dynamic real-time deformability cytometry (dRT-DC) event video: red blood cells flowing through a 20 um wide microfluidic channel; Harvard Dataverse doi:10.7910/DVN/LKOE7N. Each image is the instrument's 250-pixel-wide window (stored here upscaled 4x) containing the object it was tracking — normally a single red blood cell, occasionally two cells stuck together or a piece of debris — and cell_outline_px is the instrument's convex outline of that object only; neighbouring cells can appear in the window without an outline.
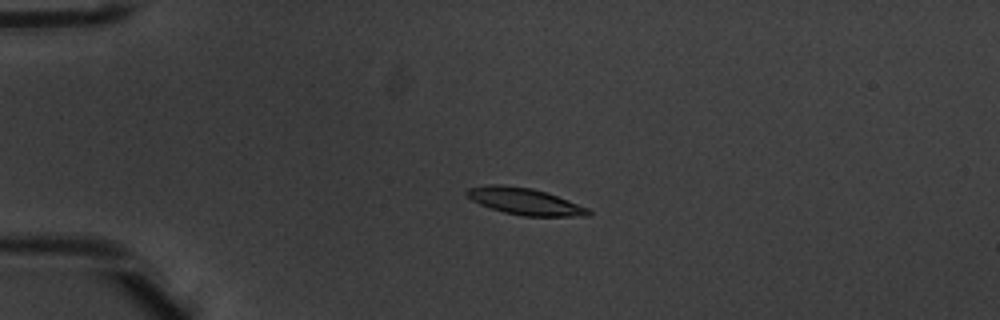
{"species": "common noctule bat (a hibernating species)", "species_latin": "Nyctalus noctula", "temperature_condition": "warm", "stored_images_in_passage": 6, "camera_frame_rate_fps": 3000, "um_per_image_px": 0.085, "animal": {"sex": "male", "body_mass_g": 20.1, "forearm_length_mm": 53.5}, "frame": {"image": 1, "passage_image": 4, "time_ms": 1.0, "image_size_px": [1000, 320], "cell_outline_px": [[592, 212], [588, 216], [524, 216], [504, 212], [480, 204], [472, 200], [464, 192], [468, 188], [488, 184], [500, 184], [532, 188], [568, 200], [588, 208]], "centroid_in_image_um": [44.59, 17.11], "position_along_channel_um": 40.4, "area_um2": 18.73}}